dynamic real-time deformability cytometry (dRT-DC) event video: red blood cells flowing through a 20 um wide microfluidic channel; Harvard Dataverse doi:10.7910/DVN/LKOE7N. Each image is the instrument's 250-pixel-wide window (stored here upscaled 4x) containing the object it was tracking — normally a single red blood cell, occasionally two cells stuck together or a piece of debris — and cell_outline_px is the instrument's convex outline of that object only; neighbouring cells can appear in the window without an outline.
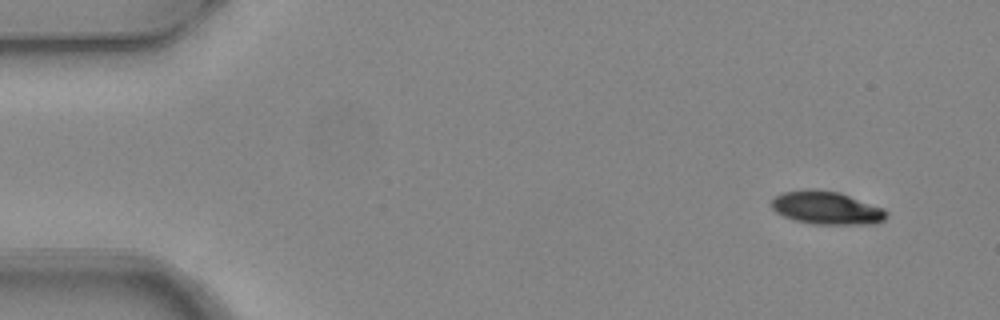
{"species": "common noctule bat (a hibernating species)", "species_latin": "Nyctalus noctula", "temperature_condition": "warm", "stored_images_in_passage": 4, "camera_frame_rate_fps": 3000, "um_per_image_px": 0.085, "animal": {"sex": "female", "body_mass_g": 24.6, "forearm_length_mm": 56.2}, "frame": {"image": 1, "passage_image": 1, "time_ms": 0.0, "image_size_px": [1000, 320], "cell_outline_px": [[888, 216], [884, 220], [876, 224], [812, 224], [796, 220], [784, 216], [776, 212], [772, 208], [772, 200], [776, 196], [784, 192], [808, 188], [812, 188], [840, 192], [884, 208], [888, 212]], "centroid_in_image_um": [70.3, 17.66], "position_along_channel_um": 14.7, "area_um2": 22.31}}
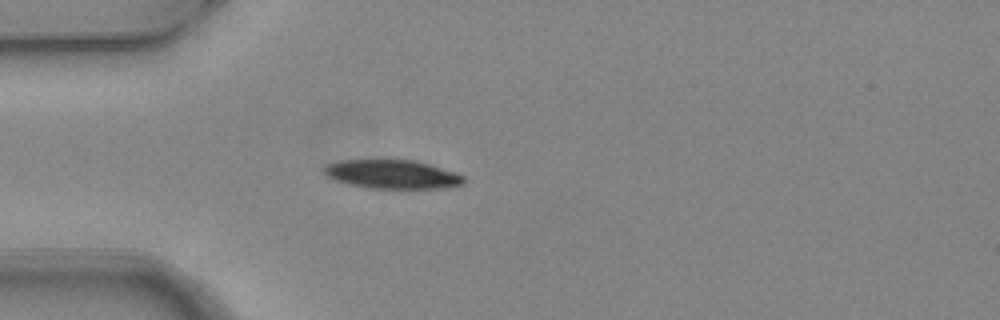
{"frame": {"image": 2, "passage_image": 4, "time_ms": 1.0, "image_size_px": [1000, 320], "cell_outline_px": [[464, 184], [444, 188], [368, 188], [348, 184], [336, 180], [328, 176], [324, 172], [324, 164], [340, 160], [416, 160], [464, 176]], "centroid_in_image_um": [33.3, 14.81], "position_along_channel_um": 51.7, "area_um2": 23.24}}